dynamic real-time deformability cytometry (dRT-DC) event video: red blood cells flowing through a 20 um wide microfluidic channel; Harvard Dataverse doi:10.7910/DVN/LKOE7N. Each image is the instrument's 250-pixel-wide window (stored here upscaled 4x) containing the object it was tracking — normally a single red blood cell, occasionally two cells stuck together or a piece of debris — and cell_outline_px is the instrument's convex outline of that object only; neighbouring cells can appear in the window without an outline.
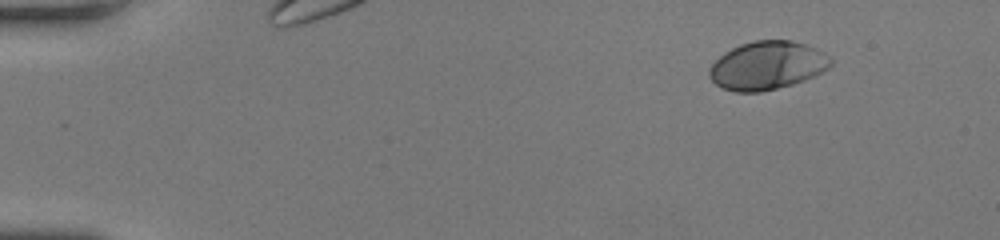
{"species": "human", "species_latin": "Homo sapiens", "temperature_condition": "room temperature", "stored_images_in_passage": 48, "camera_frame_rate_fps": 3000, "um_per_image_px": 0.085, "donor": {"sex": "female"}, "frame": {"image": 1, "passage_image": 1, "time_ms": 0.0, "image_size_px": [1000, 240], "cell_outline_px": [[832, 64], [828, 68], [816, 76], [792, 84], [760, 92], [736, 92], [720, 88], [708, 76], [708, 68], [724, 52], [740, 44], [756, 40], [792, 40], [816, 48], [824, 52], [832, 60]], "centroid_in_image_um": [65.2, 5.57], "position_along_channel_um": 19.8, "area_um2": 34.33}}
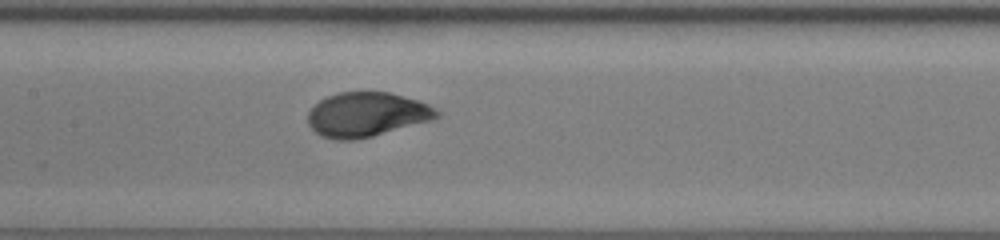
{"frame": {"image": 2, "passage_image": 22, "time_ms": 7.0, "image_size_px": [1000, 240], "cell_outline_px": [[440, 116], [432, 120], [372, 136], [356, 140], [336, 140], [320, 136], [308, 124], [308, 112], [320, 100], [328, 96], [340, 92], [388, 92], [416, 100], [428, 104], [436, 108], [440, 112]], "centroid_in_image_um": [31.17, 9.74], "position_along_channel_um": 176.2, "area_um2": 33.23}}
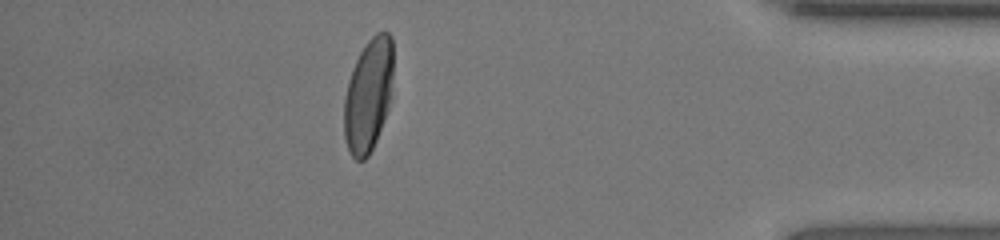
{"frame": {"image": 3, "passage_image": 42, "time_ms": 13.667, "image_size_px": [1000, 240], "cell_outline_px": [[392, 76], [388, 108], [384, 120], [376, 140], [368, 156], [364, 160], [356, 160], [352, 156], [348, 148], [344, 136], [344, 96], [348, 80], [352, 68], [364, 44], [376, 32], [388, 32], [392, 36]], "centroid_in_image_um": [31.29, 8.07], "position_along_channel_um": 403.9, "area_um2": 32.31}, "authors_computed_cell_mechanics": {"area_um2": 33.3795, "velocity_mm_per_s": 3.9608, "shape_relaxation_time_tau1_ms": 2.7531, "shape_relaxation_time_tau2_ms": null, "deformation_change_tau1": 0.1749, "deformation_change_tau2": null}}